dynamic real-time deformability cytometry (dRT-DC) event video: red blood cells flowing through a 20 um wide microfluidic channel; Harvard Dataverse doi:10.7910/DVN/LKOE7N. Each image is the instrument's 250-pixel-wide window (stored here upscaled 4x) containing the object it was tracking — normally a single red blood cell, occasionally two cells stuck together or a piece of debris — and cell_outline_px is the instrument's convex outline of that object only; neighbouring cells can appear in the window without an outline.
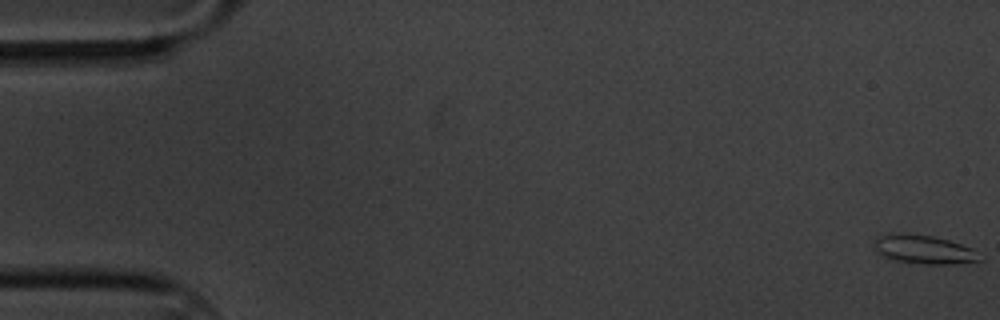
{"species": "common noctule bat (a hibernating species)", "species_latin": "Nyctalus noctula", "temperature_condition": "cold", "stored_images_in_passage": 15, "camera_frame_rate_fps": 3000, "um_per_image_px": 0.085, "animal": {"sex": "male", "body_mass_g": 20.1, "forearm_length_mm": 53.5}, "frame": {"image": 1, "passage_image": 1, "time_ms": 0.0, "image_size_px": [1000, 320], "cell_outline_px": [[984, 260], [952, 264], [924, 264], [888, 260], [880, 256], [872, 244], [876, 236], [888, 232], [904, 232], [932, 236], [948, 240], [972, 248]], "centroid_in_image_um": [78.41, 21.19], "position_along_channel_um": 6.6, "area_um2": 18.26}}